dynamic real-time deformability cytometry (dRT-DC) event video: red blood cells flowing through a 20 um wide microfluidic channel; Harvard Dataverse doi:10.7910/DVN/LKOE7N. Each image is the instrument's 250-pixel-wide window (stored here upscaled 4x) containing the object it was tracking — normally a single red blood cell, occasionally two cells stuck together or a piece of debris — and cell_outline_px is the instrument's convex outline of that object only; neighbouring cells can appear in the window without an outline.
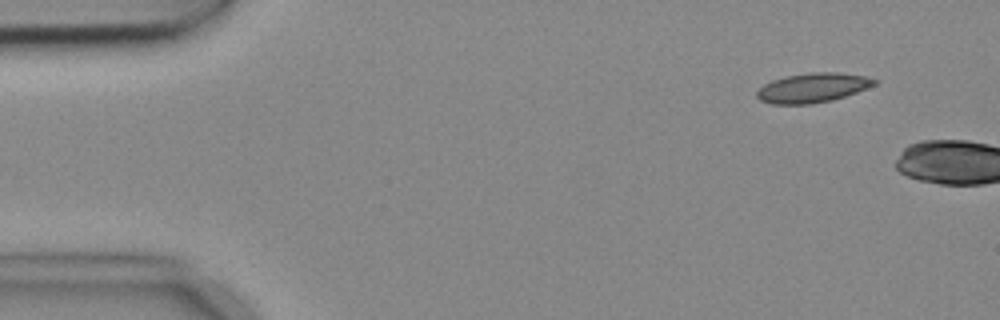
{"species": "common noctule bat (a hibernating species)", "species_latin": "Nyctalus noctula", "temperature_condition": "cold", "stored_images_in_passage": 3, "camera_frame_rate_fps": 3000, "um_per_image_px": 0.085, "animal": {"sex": "female", "body_mass_g": 18.4}, "frame": {"image": 1, "passage_image": 2, "time_ms": 0.333, "image_size_px": [1000, 320], "cell_outline_px": [[876, 84], [856, 92], [832, 100], [808, 104], [772, 104], [760, 100], [756, 96], [756, 92], [764, 84], [772, 80], [784, 76], [812, 72], [836, 72], [864, 76], [876, 80]], "centroid_in_image_um": [69.03, 7.46], "position_along_channel_um": 16.0, "area_um2": 20.0}}